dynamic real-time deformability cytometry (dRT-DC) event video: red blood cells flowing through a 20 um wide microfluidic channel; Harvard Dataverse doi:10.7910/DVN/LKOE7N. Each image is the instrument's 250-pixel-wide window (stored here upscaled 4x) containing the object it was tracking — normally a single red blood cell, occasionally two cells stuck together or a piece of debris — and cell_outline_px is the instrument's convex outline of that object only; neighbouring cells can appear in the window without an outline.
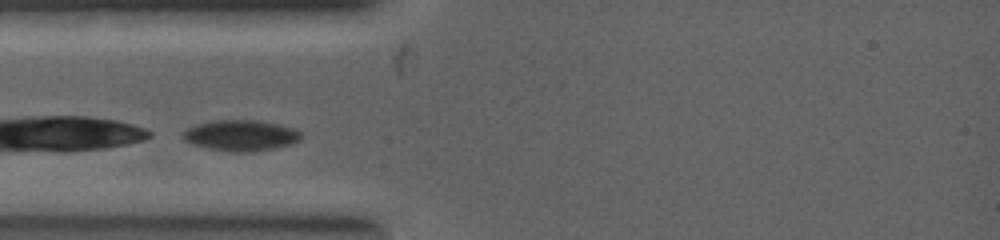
{"species": "common noctule bat (a hibernating species)", "species_latin": "Nyctalus noctula", "temperature_condition": "warm", "stored_images_in_passage": 4, "camera_frame_rate_fps": 5000, "um_per_image_px": 0.085, "animal": {"sex": "female", "body_mass_g": 19.0, "forearm_length_mm": 53.3}, "frame": {"image": 1, "passage_image": 1, "time_ms": 0.0, "image_size_px": [1000, 240], "cell_outline_px": [[300, 140], [292, 144], [276, 148], [252, 152], [232, 152], [208, 148], [192, 144], [184, 140], [180, 132], [196, 124], [212, 120], [260, 120], [280, 124], [296, 128], [300, 132]], "centroid_in_image_um": [20.47, 11.51], "position_along_channel_um": 64.5, "area_um2": 21.62}}